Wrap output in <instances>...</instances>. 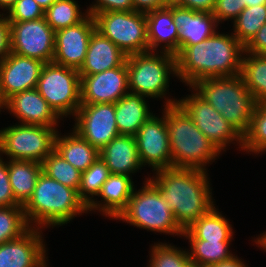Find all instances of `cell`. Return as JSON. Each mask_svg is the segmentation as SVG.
<instances>
[{
    "mask_svg": "<svg viewBox=\"0 0 266 267\" xmlns=\"http://www.w3.org/2000/svg\"><path fill=\"white\" fill-rule=\"evenodd\" d=\"M243 54L244 46L232 33L216 31L206 40L179 50L176 76L191 87L202 79L241 74Z\"/></svg>",
    "mask_w": 266,
    "mask_h": 267,
    "instance_id": "6da1fadb",
    "label": "cell"
},
{
    "mask_svg": "<svg viewBox=\"0 0 266 267\" xmlns=\"http://www.w3.org/2000/svg\"><path fill=\"white\" fill-rule=\"evenodd\" d=\"M155 174L149 180L158 188L183 230L214 207L207 171L170 167L156 170Z\"/></svg>",
    "mask_w": 266,
    "mask_h": 267,
    "instance_id": "7a4b0ae2",
    "label": "cell"
},
{
    "mask_svg": "<svg viewBox=\"0 0 266 267\" xmlns=\"http://www.w3.org/2000/svg\"><path fill=\"white\" fill-rule=\"evenodd\" d=\"M23 210L28 225L41 229L48 225H65L77 214L87 213L88 206L79 197L77 190L41 172L32 196L23 206ZM33 222L36 225H33Z\"/></svg>",
    "mask_w": 266,
    "mask_h": 267,
    "instance_id": "3957f363",
    "label": "cell"
},
{
    "mask_svg": "<svg viewBox=\"0 0 266 267\" xmlns=\"http://www.w3.org/2000/svg\"><path fill=\"white\" fill-rule=\"evenodd\" d=\"M177 101L167 99L165 102L172 167L206 171V164L215 160L221 152L197 128Z\"/></svg>",
    "mask_w": 266,
    "mask_h": 267,
    "instance_id": "277c9868",
    "label": "cell"
},
{
    "mask_svg": "<svg viewBox=\"0 0 266 267\" xmlns=\"http://www.w3.org/2000/svg\"><path fill=\"white\" fill-rule=\"evenodd\" d=\"M191 87L242 137L247 133L257 103L241 74L202 79Z\"/></svg>",
    "mask_w": 266,
    "mask_h": 267,
    "instance_id": "5b68a950",
    "label": "cell"
},
{
    "mask_svg": "<svg viewBox=\"0 0 266 267\" xmlns=\"http://www.w3.org/2000/svg\"><path fill=\"white\" fill-rule=\"evenodd\" d=\"M140 190L133 191L127 207L116 220L153 232L183 236L184 230L174 218L158 188L147 178Z\"/></svg>",
    "mask_w": 266,
    "mask_h": 267,
    "instance_id": "8992f818",
    "label": "cell"
},
{
    "mask_svg": "<svg viewBox=\"0 0 266 267\" xmlns=\"http://www.w3.org/2000/svg\"><path fill=\"white\" fill-rule=\"evenodd\" d=\"M160 53L148 51L126 57L129 92L153 99L166 96L169 76L177 74L176 55Z\"/></svg>",
    "mask_w": 266,
    "mask_h": 267,
    "instance_id": "52a82bcc",
    "label": "cell"
},
{
    "mask_svg": "<svg viewBox=\"0 0 266 267\" xmlns=\"http://www.w3.org/2000/svg\"><path fill=\"white\" fill-rule=\"evenodd\" d=\"M80 83L78 70L51 62L43 65L36 89L63 118L75 116L81 105Z\"/></svg>",
    "mask_w": 266,
    "mask_h": 267,
    "instance_id": "ba28073f",
    "label": "cell"
},
{
    "mask_svg": "<svg viewBox=\"0 0 266 267\" xmlns=\"http://www.w3.org/2000/svg\"><path fill=\"white\" fill-rule=\"evenodd\" d=\"M58 130L41 125L16 124L0 130V155L10 160L42 163L54 151ZM2 153V154H1Z\"/></svg>",
    "mask_w": 266,
    "mask_h": 267,
    "instance_id": "9c48e42d",
    "label": "cell"
},
{
    "mask_svg": "<svg viewBox=\"0 0 266 267\" xmlns=\"http://www.w3.org/2000/svg\"><path fill=\"white\" fill-rule=\"evenodd\" d=\"M96 30L127 56L149 51L146 15L137 11H106L93 16Z\"/></svg>",
    "mask_w": 266,
    "mask_h": 267,
    "instance_id": "30bf717a",
    "label": "cell"
},
{
    "mask_svg": "<svg viewBox=\"0 0 266 267\" xmlns=\"http://www.w3.org/2000/svg\"><path fill=\"white\" fill-rule=\"evenodd\" d=\"M177 104L220 152L233 141H237V144L239 143V147L242 149L243 137L196 92L178 100Z\"/></svg>",
    "mask_w": 266,
    "mask_h": 267,
    "instance_id": "8fae6325",
    "label": "cell"
},
{
    "mask_svg": "<svg viewBox=\"0 0 266 267\" xmlns=\"http://www.w3.org/2000/svg\"><path fill=\"white\" fill-rule=\"evenodd\" d=\"M10 23L11 52L51 63L55 50V31L45 18Z\"/></svg>",
    "mask_w": 266,
    "mask_h": 267,
    "instance_id": "7c38bea8",
    "label": "cell"
},
{
    "mask_svg": "<svg viewBox=\"0 0 266 267\" xmlns=\"http://www.w3.org/2000/svg\"><path fill=\"white\" fill-rule=\"evenodd\" d=\"M74 121L73 130L98 150L120 135L115 119V103L81 104Z\"/></svg>",
    "mask_w": 266,
    "mask_h": 267,
    "instance_id": "4fadbf2b",
    "label": "cell"
},
{
    "mask_svg": "<svg viewBox=\"0 0 266 267\" xmlns=\"http://www.w3.org/2000/svg\"><path fill=\"white\" fill-rule=\"evenodd\" d=\"M163 110L162 118L153 114L134 135L141 165L149 164L154 171L172 167L166 105Z\"/></svg>",
    "mask_w": 266,
    "mask_h": 267,
    "instance_id": "5bb4252c",
    "label": "cell"
},
{
    "mask_svg": "<svg viewBox=\"0 0 266 267\" xmlns=\"http://www.w3.org/2000/svg\"><path fill=\"white\" fill-rule=\"evenodd\" d=\"M80 77L81 104L115 103L129 92L126 61L119 67Z\"/></svg>",
    "mask_w": 266,
    "mask_h": 267,
    "instance_id": "9a60e30c",
    "label": "cell"
},
{
    "mask_svg": "<svg viewBox=\"0 0 266 267\" xmlns=\"http://www.w3.org/2000/svg\"><path fill=\"white\" fill-rule=\"evenodd\" d=\"M95 29L94 18L88 15L79 24L56 31L52 62L79 70L85 60L90 37Z\"/></svg>",
    "mask_w": 266,
    "mask_h": 267,
    "instance_id": "2e32d148",
    "label": "cell"
},
{
    "mask_svg": "<svg viewBox=\"0 0 266 267\" xmlns=\"http://www.w3.org/2000/svg\"><path fill=\"white\" fill-rule=\"evenodd\" d=\"M44 64L41 60L10 52L0 62V90L4 100L36 88Z\"/></svg>",
    "mask_w": 266,
    "mask_h": 267,
    "instance_id": "e0dca14e",
    "label": "cell"
},
{
    "mask_svg": "<svg viewBox=\"0 0 266 267\" xmlns=\"http://www.w3.org/2000/svg\"><path fill=\"white\" fill-rule=\"evenodd\" d=\"M42 230L30 227L19 238L0 244V267H47Z\"/></svg>",
    "mask_w": 266,
    "mask_h": 267,
    "instance_id": "ac0fdd59",
    "label": "cell"
},
{
    "mask_svg": "<svg viewBox=\"0 0 266 267\" xmlns=\"http://www.w3.org/2000/svg\"><path fill=\"white\" fill-rule=\"evenodd\" d=\"M6 109L24 125L56 127L61 119L36 88L11 96L6 101Z\"/></svg>",
    "mask_w": 266,
    "mask_h": 267,
    "instance_id": "d6986e66",
    "label": "cell"
},
{
    "mask_svg": "<svg viewBox=\"0 0 266 267\" xmlns=\"http://www.w3.org/2000/svg\"><path fill=\"white\" fill-rule=\"evenodd\" d=\"M172 16L179 29L178 52L186 45H194L212 36L218 23L211 13L197 12L172 4Z\"/></svg>",
    "mask_w": 266,
    "mask_h": 267,
    "instance_id": "ffe728a7",
    "label": "cell"
},
{
    "mask_svg": "<svg viewBox=\"0 0 266 267\" xmlns=\"http://www.w3.org/2000/svg\"><path fill=\"white\" fill-rule=\"evenodd\" d=\"M127 55L110 39L96 29L88 45L85 60L78 70L79 75H94L121 66Z\"/></svg>",
    "mask_w": 266,
    "mask_h": 267,
    "instance_id": "44dd1931",
    "label": "cell"
},
{
    "mask_svg": "<svg viewBox=\"0 0 266 267\" xmlns=\"http://www.w3.org/2000/svg\"><path fill=\"white\" fill-rule=\"evenodd\" d=\"M99 156L111 174L130 176L143 167L133 135H118L99 150Z\"/></svg>",
    "mask_w": 266,
    "mask_h": 267,
    "instance_id": "7402d4cb",
    "label": "cell"
},
{
    "mask_svg": "<svg viewBox=\"0 0 266 267\" xmlns=\"http://www.w3.org/2000/svg\"><path fill=\"white\" fill-rule=\"evenodd\" d=\"M134 184L131 176L110 174L102 186L98 197L104 202L98 203L95 199L88 205V212L98 210L106 217L116 219L127 207L128 201L134 191Z\"/></svg>",
    "mask_w": 266,
    "mask_h": 267,
    "instance_id": "603a6c76",
    "label": "cell"
},
{
    "mask_svg": "<svg viewBox=\"0 0 266 267\" xmlns=\"http://www.w3.org/2000/svg\"><path fill=\"white\" fill-rule=\"evenodd\" d=\"M146 15L149 51L157 50L165 43L162 50L172 54L178 53L179 29L172 16V4Z\"/></svg>",
    "mask_w": 266,
    "mask_h": 267,
    "instance_id": "cb8c5ba5",
    "label": "cell"
},
{
    "mask_svg": "<svg viewBox=\"0 0 266 267\" xmlns=\"http://www.w3.org/2000/svg\"><path fill=\"white\" fill-rule=\"evenodd\" d=\"M145 98L143 95L128 92L115 102V119L119 134L134 136L153 115Z\"/></svg>",
    "mask_w": 266,
    "mask_h": 267,
    "instance_id": "d4e9b609",
    "label": "cell"
},
{
    "mask_svg": "<svg viewBox=\"0 0 266 267\" xmlns=\"http://www.w3.org/2000/svg\"><path fill=\"white\" fill-rule=\"evenodd\" d=\"M60 135H56L54 150L79 171L87 170L99 157V150L75 130L68 136Z\"/></svg>",
    "mask_w": 266,
    "mask_h": 267,
    "instance_id": "484cf974",
    "label": "cell"
},
{
    "mask_svg": "<svg viewBox=\"0 0 266 267\" xmlns=\"http://www.w3.org/2000/svg\"><path fill=\"white\" fill-rule=\"evenodd\" d=\"M42 163L31 160H9L8 176L15 201L24 206L32 196Z\"/></svg>",
    "mask_w": 266,
    "mask_h": 267,
    "instance_id": "4316f807",
    "label": "cell"
},
{
    "mask_svg": "<svg viewBox=\"0 0 266 267\" xmlns=\"http://www.w3.org/2000/svg\"><path fill=\"white\" fill-rule=\"evenodd\" d=\"M232 228L230 222L214 206L186 228L183 236L189 240L231 241Z\"/></svg>",
    "mask_w": 266,
    "mask_h": 267,
    "instance_id": "83f0119b",
    "label": "cell"
},
{
    "mask_svg": "<svg viewBox=\"0 0 266 267\" xmlns=\"http://www.w3.org/2000/svg\"><path fill=\"white\" fill-rule=\"evenodd\" d=\"M246 54V55H245ZM241 75L256 103L266 102V56L245 53Z\"/></svg>",
    "mask_w": 266,
    "mask_h": 267,
    "instance_id": "f1b7e54d",
    "label": "cell"
},
{
    "mask_svg": "<svg viewBox=\"0 0 266 267\" xmlns=\"http://www.w3.org/2000/svg\"><path fill=\"white\" fill-rule=\"evenodd\" d=\"M189 242L191 245V252H188L190 261L202 267H210L234 256L228 249L231 241L189 240Z\"/></svg>",
    "mask_w": 266,
    "mask_h": 267,
    "instance_id": "f546056e",
    "label": "cell"
},
{
    "mask_svg": "<svg viewBox=\"0 0 266 267\" xmlns=\"http://www.w3.org/2000/svg\"><path fill=\"white\" fill-rule=\"evenodd\" d=\"M87 16V11L83 14L75 0H56L44 11L45 20L55 32L77 25Z\"/></svg>",
    "mask_w": 266,
    "mask_h": 267,
    "instance_id": "4dcf8cb0",
    "label": "cell"
},
{
    "mask_svg": "<svg viewBox=\"0 0 266 267\" xmlns=\"http://www.w3.org/2000/svg\"><path fill=\"white\" fill-rule=\"evenodd\" d=\"M233 23L232 34L245 46L266 23V5L245 7Z\"/></svg>",
    "mask_w": 266,
    "mask_h": 267,
    "instance_id": "1f68e13d",
    "label": "cell"
},
{
    "mask_svg": "<svg viewBox=\"0 0 266 267\" xmlns=\"http://www.w3.org/2000/svg\"><path fill=\"white\" fill-rule=\"evenodd\" d=\"M42 172L59 183L78 191L81 171L67 162L55 150L43 160Z\"/></svg>",
    "mask_w": 266,
    "mask_h": 267,
    "instance_id": "d6a6232c",
    "label": "cell"
},
{
    "mask_svg": "<svg viewBox=\"0 0 266 267\" xmlns=\"http://www.w3.org/2000/svg\"><path fill=\"white\" fill-rule=\"evenodd\" d=\"M110 174L109 168L100 156L87 170L81 172L78 195L87 206L92 202L94 195L98 196Z\"/></svg>",
    "mask_w": 266,
    "mask_h": 267,
    "instance_id": "836d02e7",
    "label": "cell"
},
{
    "mask_svg": "<svg viewBox=\"0 0 266 267\" xmlns=\"http://www.w3.org/2000/svg\"><path fill=\"white\" fill-rule=\"evenodd\" d=\"M242 150L257 155L266 151V102L256 104L249 129L243 136Z\"/></svg>",
    "mask_w": 266,
    "mask_h": 267,
    "instance_id": "e575fe53",
    "label": "cell"
},
{
    "mask_svg": "<svg viewBox=\"0 0 266 267\" xmlns=\"http://www.w3.org/2000/svg\"><path fill=\"white\" fill-rule=\"evenodd\" d=\"M29 228L23 206L0 207V244L19 238Z\"/></svg>",
    "mask_w": 266,
    "mask_h": 267,
    "instance_id": "d590c367",
    "label": "cell"
},
{
    "mask_svg": "<svg viewBox=\"0 0 266 267\" xmlns=\"http://www.w3.org/2000/svg\"><path fill=\"white\" fill-rule=\"evenodd\" d=\"M148 267H184L190 260L188 251L167 243H156L151 247Z\"/></svg>",
    "mask_w": 266,
    "mask_h": 267,
    "instance_id": "8d00e7d4",
    "label": "cell"
},
{
    "mask_svg": "<svg viewBox=\"0 0 266 267\" xmlns=\"http://www.w3.org/2000/svg\"><path fill=\"white\" fill-rule=\"evenodd\" d=\"M9 22H23L41 19L44 17V10L35 0H16L8 9Z\"/></svg>",
    "mask_w": 266,
    "mask_h": 267,
    "instance_id": "74e56055",
    "label": "cell"
},
{
    "mask_svg": "<svg viewBox=\"0 0 266 267\" xmlns=\"http://www.w3.org/2000/svg\"><path fill=\"white\" fill-rule=\"evenodd\" d=\"M246 2L247 0H215L214 9L211 14L215 17L218 24L222 20H235L246 7Z\"/></svg>",
    "mask_w": 266,
    "mask_h": 267,
    "instance_id": "f35d334b",
    "label": "cell"
},
{
    "mask_svg": "<svg viewBox=\"0 0 266 267\" xmlns=\"http://www.w3.org/2000/svg\"><path fill=\"white\" fill-rule=\"evenodd\" d=\"M0 155V207L21 206L15 201L8 176V161Z\"/></svg>",
    "mask_w": 266,
    "mask_h": 267,
    "instance_id": "ab89813d",
    "label": "cell"
},
{
    "mask_svg": "<svg viewBox=\"0 0 266 267\" xmlns=\"http://www.w3.org/2000/svg\"><path fill=\"white\" fill-rule=\"evenodd\" d=\"M95 2L89 9L87 8L88 15L92 17L106 11H134L131 0H97Z\"/></svg>",
    "mask_w": 266,
    "mask_h": 267,
    "instance_id": "60d3db41",
    "label": "cell"
},
{
    "mask_svg": "<svg viewBox=\"0 0 266 267\" xmlns=\"http://www.w3.org/2000/svg\"><path fill=\"white\" fill-rule=\"evenodd\" d=\"M244 53H252L266 56V23L244 46Z\"/></svg>",
    "mask_w": 266,
    "mask_h": 267,
    "instance_id": "b9f144b4",
    "label": "cell"
},
{
    "mask_svg": "<svg viewBox=\"0 0 266 267\" xmlns=\"http://www.w3.org/2000/svg\"><path fill=\"white\" fill-rule=\"evenodd\" d=\"M10 52V23L6 18V15L2 13L0 14V62H2Z\"/></svg>",
    "mask_w": 266,
    "mask_h": 267,
    "instance_id": "7bdbcfd3",
    "label": "cell"
},
{
    "mask_svg": "<svg viewBox=\"0 0 266 267\" xmlns=\"http://www.w3.org/2000/svg\"><path fill=\"white\" fill-rule=\"evenodd\" d=\"M174 4L197 12L212 13L215 0H176Z\"/></svg>",
    "mask_w": 266,
    "mask_h": 267,
    "instance_id": "ee69618b",
    "label": "cell"
},
{
    "mask_svg": "<svg viewBox=\"0 0 266 267\" xmlns=\"http://www.w3.org/2000/svg\"><path fill=\"white\" fill-rule=\"evenodd\" d=\"M134 11L147 14L162 9L166 4L162 0H131Z\"/></svg>",
    "mask_w": 266,
    "mask_h": 267,
    "instance_id": "f6af8a7d",
    "label": "cell"
},
{
    "mask_svg": "<svg viewBox=\"0 0 266 267\" xmlns=\"http://www.w3.org/2000/svg\"><path fill=\"white\" fill-rule=\"evenodd\" d=\"M210 267H247L242 260L237 256H232L226 261H221L219 263L213 264Z\"/></svg>",
    "mask_w": 266,
    "mask_h": 267,
    "instance_id": "bcb514c9",
    "label": "cell"
},
{
    "mask_svg": "<svg viewBox=\"0 0 266 267\" xmlns=\"http://www.w3.org/2000/svg\"><path fill=\"white\" fill-rule=\"evenodd\" d=\"M254 241L258 245V247L260 246V248L262 247L263 250L265 249L266 251V232L262 233V235L256 238V240Z\"/></svg>",
    "mask_w": 266,
    "mask_h": 267,
    "instance_id": "7dc6e473",
    "label": "cell"
},
{
    "mask_svg": "<svg viewBox=\"0 0 266 267\" xmlns=\"http://www.w3.org/2000/svg\"><path fill=\"white\" fill-rule=\"evenodd\" d=\"M39 6L45 11L48 9L56 0H35Z\"/></svg>",
    "mask_w": 266,
    "mask_h": 267,
    "instance_id": "c3c4849f",
    "label": "cell"
},
{
    "mask_svg": "<svg viewBox=\"0 0 266 267\" xmlns=\"http://www.w3.org/2000/svg\"><path fill=\"white\" fill-rule=\"evenodd\" d=\"M16 2V0H0V8L7 10Z\"/></svg>",
    "mask_w": 266,
    "mask_h": 267,
    "instance_id": "681fc988",
    "label": "cell"
},
{
    "mask_svg": "<svg viewBox=\"0 0 266 267\" xmlns=\"http://www.w3.org/2000/svg\"><path fill=\"white\" fill-rule=\"evenodd\" d=\"M266 5V0H247L246 7Z\"/></svg>",
    "mask_w": 266,
    "mask_h": 267,
    "instance_id": "f907efd6",
    "label": "cell"
},
{
    "mask_svg": "<svg viewBox=\"0 0 266 267\" xmlns=\"http://www.w3.org/2000/svg\"><path fill=\"white\" fill-rule=\"evenodd\" d=\"M6 109V101L4 100L2 94H1V90H0V111L1 109Z\"/></svg>",
    "mask_w": 266,
    "mask_h": 267,
    "instance_id": "816d5d0a",
    "label": "cell"
},
{
    "mask_svg": "<svg viewBox=\"0 0 266 267\" xmlns=\"http://www.w3.org/2000/svg\"><path fill=\"white\" fill-rule=\"evenodd\" d=\"M184 267H202L200 266L199 264L195 263V262H192V261H188Z\"/></svg>",
    "mask_w": 266,
    "mask_h": 267,
    "instance_id": "f5cc1de1",
    "label": "cell"
},
{
    "mask_svg": "<svg viewBox=\"0 0 266 267\" xmlns=\"http://www.w3.org/2000/svg\"><path fill=\"white\" fill-rule=\"evenodd\" d=\"M166 5L167 4H174L176 0H162Z\"/></svg>",
    "mask_w": 266,
    "mask_h": 267,
    "instance_id": "db71d44e",
    "label": "cell"
}]
</instances>
